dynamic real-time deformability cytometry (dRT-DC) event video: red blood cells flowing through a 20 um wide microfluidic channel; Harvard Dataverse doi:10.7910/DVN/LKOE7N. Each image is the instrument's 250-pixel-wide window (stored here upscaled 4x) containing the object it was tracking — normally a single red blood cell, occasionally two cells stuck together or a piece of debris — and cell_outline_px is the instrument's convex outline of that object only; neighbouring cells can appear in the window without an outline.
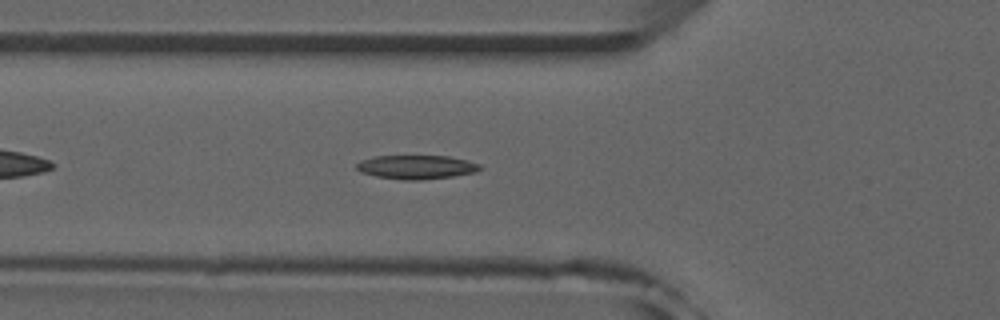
{"species": "common noctule bat (a hibernating species)", "species_latin": "Nyctalus noctula", "temperature_condition": "room temperature", "stored_images_in_passage": 40, "camera_frame_rate_fps": 3000, "um_per_image_px": 0.085, "animal": {"sex": "male", "forearm_length_mm": 52.5}, "frame": {"image": 1, "passage_image": 7, "time_ms": 2.0, "image_size_px": [1000, 320], "cell_outline_px": [[484, 168], [476, 172], [452, 176], [420, 180], [404, 180], [376, 176], [360, 172], [356, 168], [356, 164], [360, 160], [376, 156], [448, 156], [468, 160], [480, 164]], "centroid_in_image_um": [35.41, 14.2], "position_along_channel_um": 90.4, "area_um2": 17.22}, "authors_computed_cell_mechanics": {"area_um2": 16.5308, "velocity_mm_per_s": 3.9687, "shape_relaxation_time_tau1_ms": 10.2247, "shape_relaxation_time_tau2_ms": null, "deformation_change_tau1": 0.213, "deformation_change_tau2": null}}